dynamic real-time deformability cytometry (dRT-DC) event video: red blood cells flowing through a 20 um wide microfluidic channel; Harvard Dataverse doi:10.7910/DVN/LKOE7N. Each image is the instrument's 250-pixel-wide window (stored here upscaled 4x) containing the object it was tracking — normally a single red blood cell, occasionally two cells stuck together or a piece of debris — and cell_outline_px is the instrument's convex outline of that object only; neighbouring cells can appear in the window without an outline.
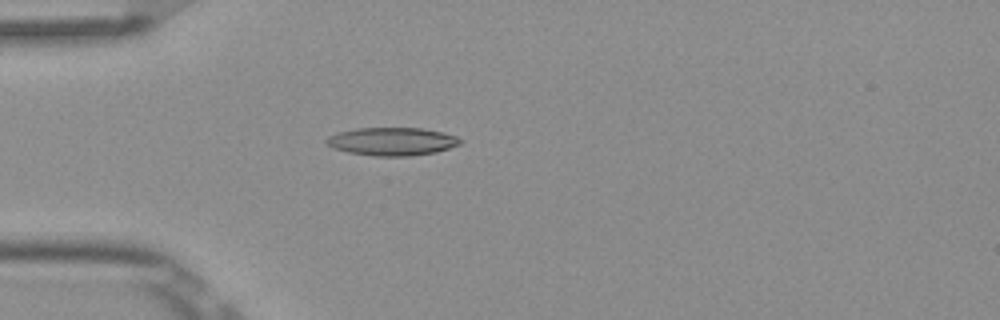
{"species": "Egyptian fruit bat (a non-hibernating species)", "species_latin": "Rousettus aegyptiacus", "temperature_condition": "room temperature", "stored_images_in_passage": 5, "camera_frame_rate_fps": 3000, "um_per_image_px": 0.085, "frame": {"image": 1, "passage_image": 5, "time_ms": 1.333, "image_size_px": [1000, 320], "cell_outline_px": [[464, 140], [460, 144], [436, 152], [408, 156], [376, 156], [348, 152], [332, 148], [324, 140], [328, 136], [340, 132], [356, 128], [424, 128], [444, 132], [456, 136]], "centroid_in_image_um": [33.35, 12.02], "position_along_channel_um": 51.7, "area_um2": 21.91}}